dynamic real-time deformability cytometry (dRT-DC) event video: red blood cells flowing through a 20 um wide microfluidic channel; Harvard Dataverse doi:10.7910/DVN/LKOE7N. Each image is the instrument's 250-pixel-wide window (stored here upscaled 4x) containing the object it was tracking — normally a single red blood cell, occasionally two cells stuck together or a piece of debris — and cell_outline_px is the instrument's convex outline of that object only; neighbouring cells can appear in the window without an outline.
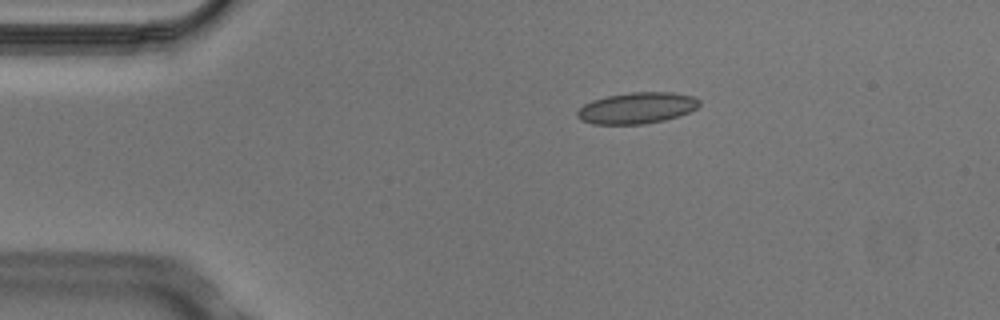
{"species": "Egyptian fruit bat (a non-hibernating species)", "species_latin": "Rousettus aegyptiacus", "temperature_condition": "cold", "stored_images_in_passage": 3, "camera_frame_rate_fps": 3000, "um_per_image_px": 0.085, "animal": {"sex": "male"}, "frame": {"image": 1, "passage_image": 1, "time_ms": 0.0, "image_size_px": [1000, 320], "cell_outline_px": [[700, 104], [696, 108], [688, 112], [664, 120], [644, 124], [592, 124], [580, 120], [576, 116], [576, 112], [584, 104], [592, 100], [608, 96], [628, 92], [672, 92], [692, 96], [700, 100]], "centroid_in_image_um": [54.1, 9.18], "position_along_channel_um": 30.9, "area_um2": 22.2}}
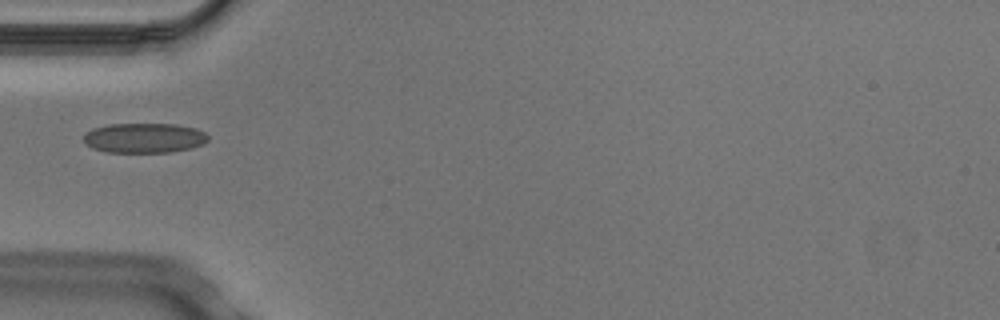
{"frame": {"image": 2, "passage_image": 3, "time_ms": 0.667, "image_size_px": [1000, 320], "cell_outline_px": [[208, 140], [204, 144], [192, 148], [172, 152], [108, 152], [92, 148], [84, 144], [84, 136], [92, 128], [108, 124], [176, 124], [196, 128], [204, 132], [208, 136]], "centroid_in_image_um": [12.27, 11.73], "position_along_channel_um": 72.7, "area_um2": 21.79}}